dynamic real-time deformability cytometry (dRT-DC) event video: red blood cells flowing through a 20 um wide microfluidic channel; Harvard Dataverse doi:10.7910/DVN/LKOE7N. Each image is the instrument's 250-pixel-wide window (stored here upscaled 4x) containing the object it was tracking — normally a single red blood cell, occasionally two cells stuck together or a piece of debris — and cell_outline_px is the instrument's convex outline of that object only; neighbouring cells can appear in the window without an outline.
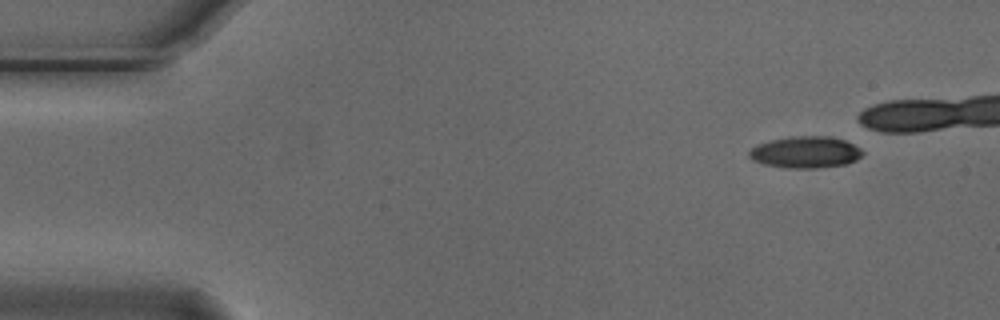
{"species": "Egyptian fruit bat (a non-hibernating species)", "species_latin": "Rousettus aegyptiacus", "temperature_condition": "cold", "stored_images_in_passage": 5, "camera_frame_rate_fps": 3000, "um_per_image_px": 0.085, "animal": {"sex": "male"}, "frame": {"image": 1, "passage_image": 1, "time_ms": 0.0, "image_size_px": [1000, 320], "cell_outline_px": [[864, 152], [856, 160], [848, 164], [816, 168], [788, 168], [764, 164], [752, 160], [748, 156], [748, 152], [756, 144], [772, 140], [792, 136], [832, 136], [844, 140], [860, 148]], "centroid_in_image_um": [68.46, 12.94], "position_along_channel_um": 16.5, "area_um2": 20.98}}